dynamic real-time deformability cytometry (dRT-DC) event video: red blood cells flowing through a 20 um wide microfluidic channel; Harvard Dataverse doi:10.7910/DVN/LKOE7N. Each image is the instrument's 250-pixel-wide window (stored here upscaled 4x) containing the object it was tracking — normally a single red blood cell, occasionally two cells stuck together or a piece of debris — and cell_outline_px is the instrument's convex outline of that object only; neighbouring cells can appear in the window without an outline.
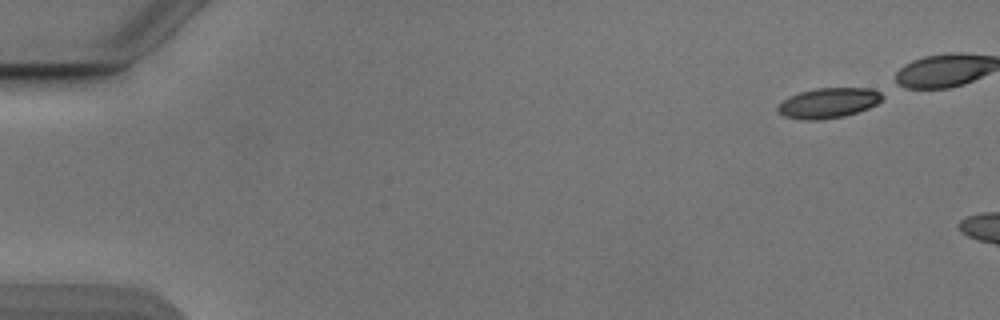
{"species": "Egyptian fruit bat (a non-hibernating species)", "species_latin": "Rousettus aegyptiacus", "temperature_condition": "cold", "stored_images_in_passage": 11, "camera_frame_rate_fps": 3000, "um_per_image_px": 0.085, "animal": {"sex": "male"}, "frame": {"image": 1, "passage_image": 1, "time_ms": 0.0, "image_size_px": [1000, 320], "cell_outline_px": [[884, 96], [876, 104], [868, 108], [844, 116], [820, 120], [804, 120], [784, 116], [776, 108], [788, 96], [800, 92], [816, 88], [872, 88], [880, 92]], "centroid_in_image_um": [70.42, 8.74], "position_along_channel_um": 14.6, "area_um2": 18.26}}